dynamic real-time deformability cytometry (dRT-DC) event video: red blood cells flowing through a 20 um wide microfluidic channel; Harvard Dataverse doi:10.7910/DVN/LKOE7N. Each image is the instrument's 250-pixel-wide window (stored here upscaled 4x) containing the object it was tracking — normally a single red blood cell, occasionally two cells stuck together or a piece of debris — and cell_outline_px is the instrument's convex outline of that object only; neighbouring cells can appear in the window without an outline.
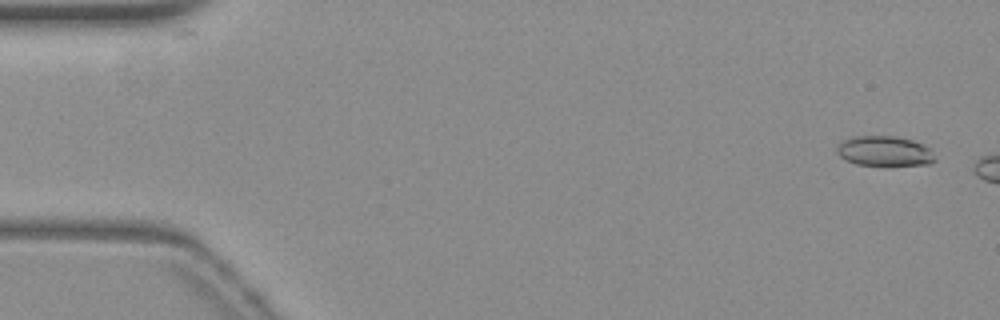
{"species": "common noctule bat (a hibernating species)", "species_latin": "Nyctalus noctula", "temperature_condition": "warm", "stored_images_in_passage": 6, "camera_frame_rate_fps": 3000, "um_per_image_px": 0.085, "animal": {"sex": "female", "body_mass_g": 19.3, "forearm_length_mm": 54.1}, "frame": {"image": 1, "passage_image": 1, "time_ms": 0.0, "image_size_px": [1000, 320], "cell_outline_px": [[936, 160], [932, 164], [856, 164], [840, 156], [836, 152], [836, 148], [844, 140], [856, 136], [896, 136], [912, 140], [928, 148]], "centroid_in_image_um": [75.17, 12.83], "position_along_channel_um": 9.8, "area_um2": 16.59}}